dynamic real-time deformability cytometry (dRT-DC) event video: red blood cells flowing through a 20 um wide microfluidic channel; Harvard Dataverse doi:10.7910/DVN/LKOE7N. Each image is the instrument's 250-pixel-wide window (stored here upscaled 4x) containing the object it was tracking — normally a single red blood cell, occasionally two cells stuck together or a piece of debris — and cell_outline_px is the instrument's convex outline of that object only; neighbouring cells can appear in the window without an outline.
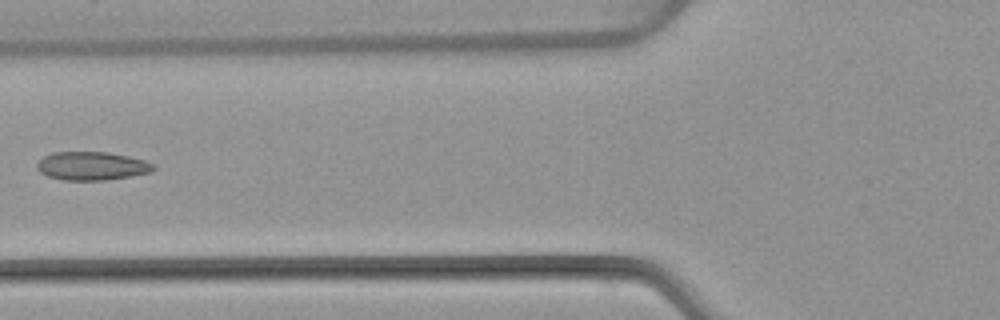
{"species": "common noctule bat (a hibernating species)", "species_latin": "Nyctalus noctula", "temperature_condition": "warm", "stored_images_in_passage": 5, "camera_frame_rate_fps": 3000, "um_per_image_px": 0.085, "animal": {"sex": "female", "body_mass_g": 22.7, "forearm_length_mm": 54.2}, "frame": {"image": 1, "passage_image": 5, "time_ms": 4.667, "image_size_px": [1000, 320], "cell_outline_px": [[156, 168], [152, 172], [104, 180], [64, 180], [48, 176], [40, 172], [36, 168], [36, 164], [44, 156], [52, 152], [108, 152], [128, 156], [144, 160], [156, 164]], "centroid_in_image_um": [7.81, 14.1], "position_along_channel_um": 118.0, "area_um2": 19.31}}